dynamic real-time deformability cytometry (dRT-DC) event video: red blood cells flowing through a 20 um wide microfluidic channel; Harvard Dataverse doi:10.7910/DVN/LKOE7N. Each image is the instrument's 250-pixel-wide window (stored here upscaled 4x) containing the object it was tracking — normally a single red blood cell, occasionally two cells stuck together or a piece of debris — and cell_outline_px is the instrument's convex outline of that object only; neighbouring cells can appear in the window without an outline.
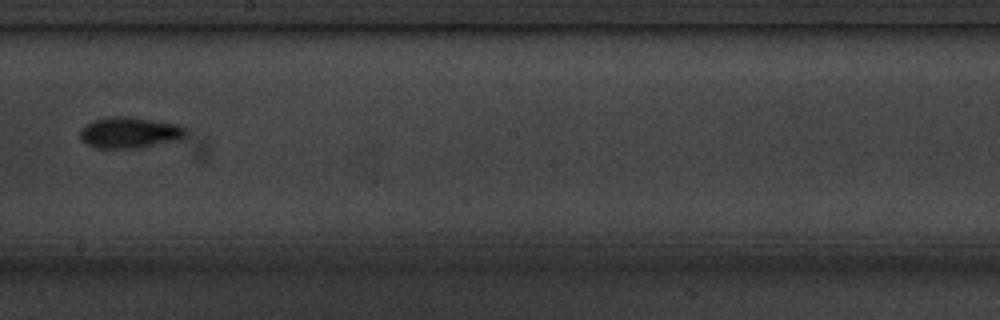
{"species": "common noctule bat (a hibernating species)", "species_latin": "Nyctalus noctula", "temperature_condition": "cold", "stored_images_in_passage": 12, "camera_frame_rate_fps": 3000, "um_per_image_px": 0.085, "animal": {"sex": "male", "body_mass_g": 20.1, "forearm_length_mm": 53.5}, "frame": {"image": 1, "passage_image": 6, "time_ms": 6.0, "image_size_px": [1000, 320], "cell_outline_px": [[188, 132], [180, 140], [140, 148], [96, 148], [80, 140], [80, 128], [92, 120], [104, 116], [132, 116], [176, 124], [188, 128]], "centroid_in_image_um": [11.02, 11.26], "position_along_channel_um": 237.2, "area_um2": 19.65}}
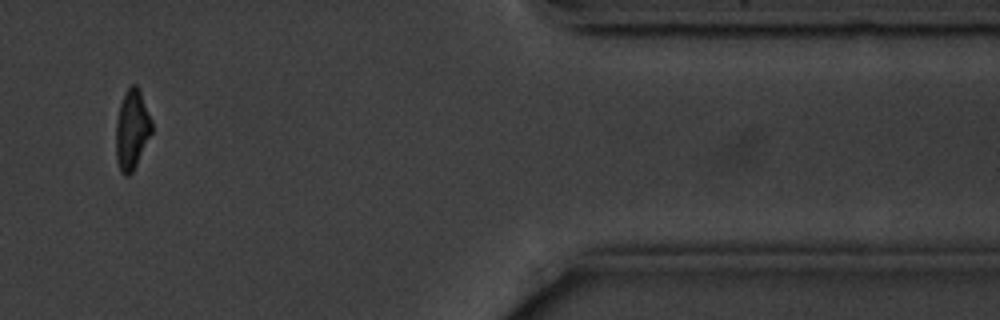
{"frame": {"image": 2, "passage_image": 10, "time_ms": 11.667, "image_size_px": [1000, 320], "cell_outline_px": [[152, 132], [132, 172], [128, 176], [124, 176], [120, 172], [116, 160], [116, 120], [120, 104], [124, 92], [132, 84], [136, 84], [140, 92], [152, 120]], "centroid_in_image_um": [11.2, 11.02], "position_along_channel_um": 400.2, "area_um2": 16.59}, "authors_computed_cell_mechanics": {"area_um2": 18.0336, "velocity_mm_per_s": 3.5638, "shape_relaxation_time_tau1_ms": 2.0449, "shape_relaxation_time_tau2_ms": 4.1921, "deformation_change_tau1": 0.0856, "deformation_change_tau2": 0.0969}}